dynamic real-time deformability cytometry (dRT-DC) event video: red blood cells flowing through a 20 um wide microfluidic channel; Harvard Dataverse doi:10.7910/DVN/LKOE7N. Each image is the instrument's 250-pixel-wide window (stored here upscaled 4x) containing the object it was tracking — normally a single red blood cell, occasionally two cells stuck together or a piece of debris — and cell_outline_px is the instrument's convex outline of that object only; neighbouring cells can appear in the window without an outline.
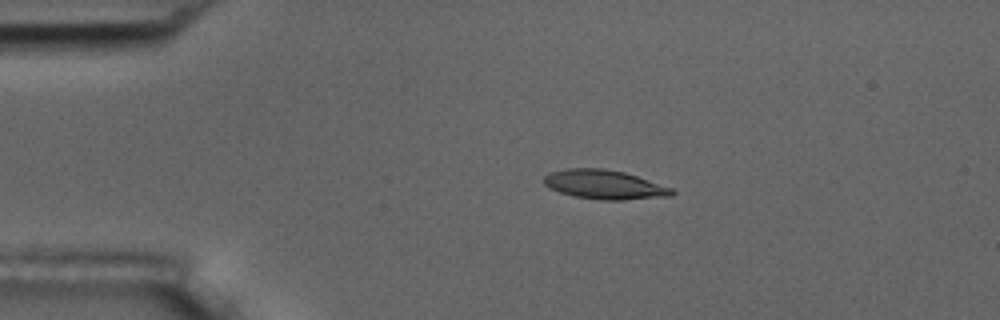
{"species": "common noctule bat (a hibernating species)", "species_latin": "Nyctalus noctula", "temperature_condition": "room temperature", "stored_images_in_passage": 44, "camera_frame_rate_fps": 3000, "um_per_image_px": 0.085, "animal": {"sex": "male", "body_mass_g": 17.5, "forearm_length_mm": 52.3}, "frame": {"image": 1, "passage_image": 1, "time_ms": 0.0, "image_size_px": [1000, 320], "cell_outline_px": [[676, 192], [672, 196], [624, 200], [600, 200], [572, 196], [548, 188], [544, 184], [544, 176], [548, 172], [568, 168], [604, 168], [624, 172], [672, 188]], "centroid_in_image_um": [51.35, 15.69], "position_along_channel_um": 33.7, "area_um2": 21.91}}
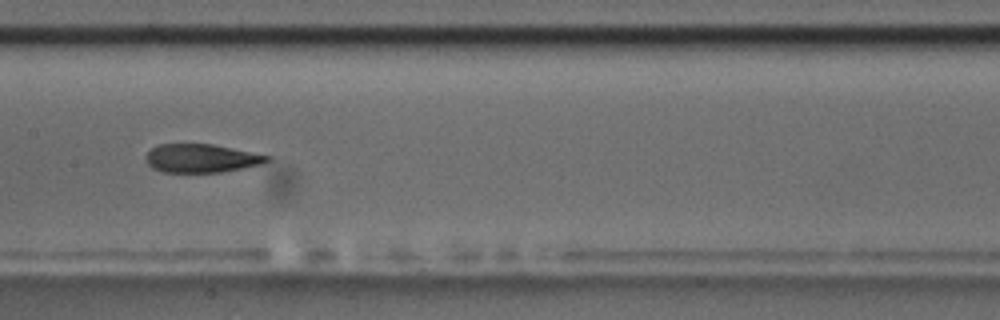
{"frame": {"image": 2, "passage_image": 17, "time_ms": 5.333, "image_size_px": [1000, 320], "cell_outline_px": [[272, 156], [268, 160], [260, 164], [220, 172], [164, 172], [152, 168], [148, 164], [144, 156], [152, 148], [160, 144], [212, 144]], "centroid_in_image_um": [17.07, 13.45], "position_along_channel_um": 190.3, "area_um2": 19.88}}
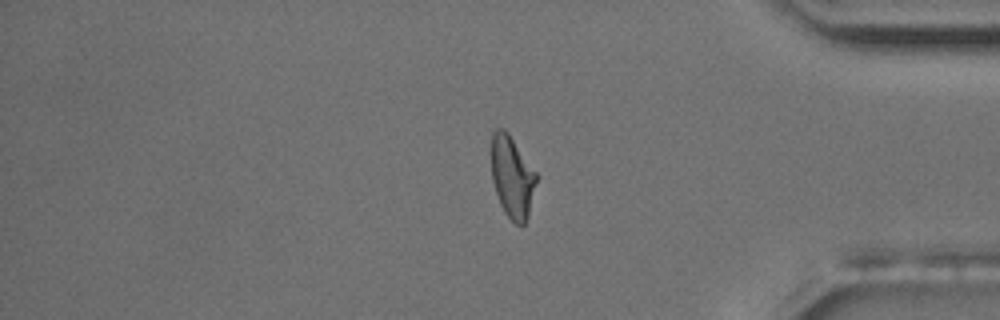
{"frame": {"image": 3, "passage_image": 35, "time_ms": 11.333, "image_size_px": [1000, 320], "cell_outline_px": [[540, 176], [528, 216], [524, 224], [516, 224], [504, 212], [500, 204], [492, 180], [492, 132], [496, 128], [504, 128], [508, 132]], "centroid_in_image_um": [43.57, 15.02], "position_along_channel_um": 391.6, "area_um2": 21.79}, "authors_computed_cell_mechanics": {"area_um2": 21.7039, "velocity_mm_per_s": 3.7353, "shape_relaxation_time_tau1_ms": 5.5437, "shape_relaxation_time_tau2_ms": 2.0912, "deformation_change_tau1": 0.1737, "deformation_change_tau2": 0.0832}}